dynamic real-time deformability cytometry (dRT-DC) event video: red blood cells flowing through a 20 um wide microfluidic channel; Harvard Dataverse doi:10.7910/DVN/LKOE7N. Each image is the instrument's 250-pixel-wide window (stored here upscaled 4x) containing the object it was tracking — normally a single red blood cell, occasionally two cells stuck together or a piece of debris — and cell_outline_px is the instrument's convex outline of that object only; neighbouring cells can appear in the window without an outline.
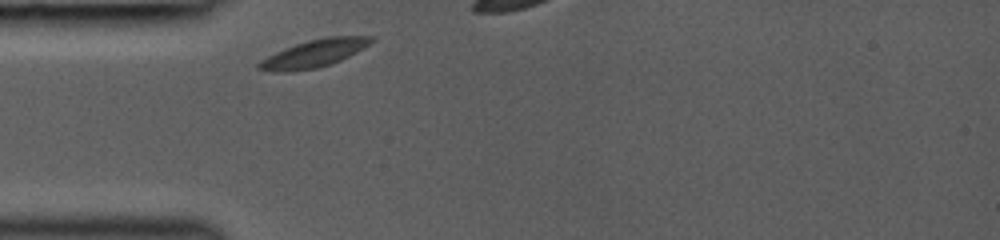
{"species": "common noctule bat (a hibernating species)", "species_latin": "Nyctalus noctula", "temperature_condition": "room temperature", "stored_images_in_passage": 1, "camera_frame_rate_fps": 3000, "um_per_image_px": 0.085, "animal": {"sex": "female", "body_mass_g": 19.0, "forearm_length_mm": 53.3}, "frame": {"image": 1, "passage_image": 1, "time_ms": 0.0, "image_size_px": [1000, 240], "cell_outline_px": [[376, 40], [364, 48], [332, 64], [316, 68], [284, 72], [280, 72], [256, 68], [256, 64], [268, 56], [284, 48], [308, 40], [328, 36], [376, 36]], "centroid_in_image_um": [26.75, 4.53], "position_along_channel_um": 58.3, "area_um2": 17.98}}